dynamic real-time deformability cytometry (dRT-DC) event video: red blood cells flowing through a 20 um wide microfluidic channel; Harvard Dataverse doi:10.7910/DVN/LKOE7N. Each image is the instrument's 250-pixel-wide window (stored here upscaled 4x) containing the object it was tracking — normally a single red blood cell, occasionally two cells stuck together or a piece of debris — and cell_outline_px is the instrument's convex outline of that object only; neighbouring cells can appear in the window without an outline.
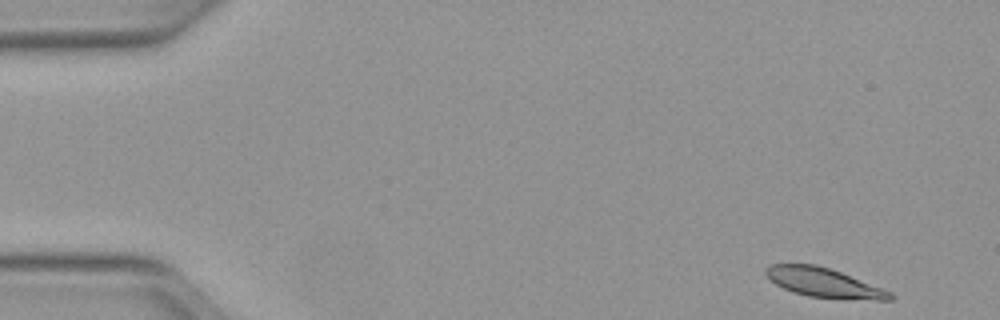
{"species": "Egyptian fruit bat (a non-hibernating species)", "species_latin": "Rousettus aegyptiacus", "temperature_condition": "warm", "stored_images_in_passage": 9, "camera_frame_rate_fps": 3000, "um_per_image_px": 0.085, "animal": {"sex": "female"}, "frame": {"image": 1, "passage_image": 1, "time_ms": 0.0, "image_size_px": [1000, 320], "cell_outline_px": [[896, 296], [892, 300], [876, 300], [808, 296], [792, 292], [776, 284], [764, 272], [764, 268], [772, 264], [816, 264], [840, 272], [892, 292]], "centroid_in_image_um": [70.03, 24.02], "position_along_channel_um": 15.0, "area_um2": 20.87}}